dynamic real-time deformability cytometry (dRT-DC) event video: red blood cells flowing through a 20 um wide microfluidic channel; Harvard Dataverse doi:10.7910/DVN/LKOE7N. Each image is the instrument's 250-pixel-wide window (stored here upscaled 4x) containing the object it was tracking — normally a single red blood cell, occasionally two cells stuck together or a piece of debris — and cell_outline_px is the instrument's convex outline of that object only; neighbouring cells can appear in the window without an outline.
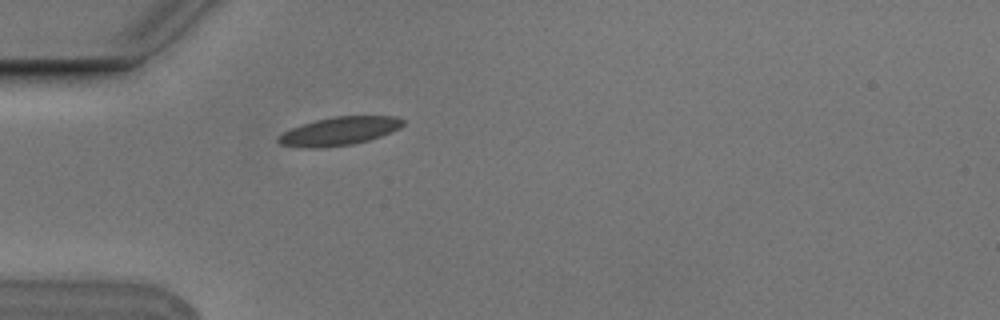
{"species": "Egyptian fruit bat (a non-hibernating species)", "species_latin": "Rousettus aegyptiacus", "temperature_condition": "cold", "stored_images_in_passage": 5, "camera_frame_rate_fps": 3000, "um_per_image_px": 0.085, "animal": {"sex": "male"}, "frame": {"image": 1, "passage_image": 5, "time_ms": 1.333, "image_size_px": [1000, 320], "cell_outline_px": [[404, 124], [400, 128], [392, 132], [368, 140], [352, 144], [320, 148], [300, 148], [280, 144], [276, 140], [276, 136], [292, 128], [316, 120], [332, 116], [396, 116], [404, 120]], "centroid_in_image_um": [28.83, 11.15], "position_along_channel_um": 56.2, "area_um2": 20.63}}